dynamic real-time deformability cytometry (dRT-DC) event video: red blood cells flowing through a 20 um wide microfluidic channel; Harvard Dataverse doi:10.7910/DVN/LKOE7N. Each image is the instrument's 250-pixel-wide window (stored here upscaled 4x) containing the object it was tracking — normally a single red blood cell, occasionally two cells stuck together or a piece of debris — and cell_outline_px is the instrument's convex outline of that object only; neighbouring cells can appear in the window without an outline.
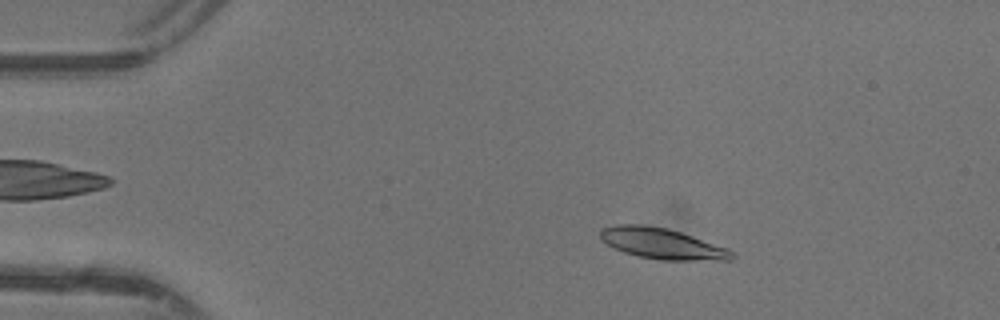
{"species": "common noctule bat (a hibernating species)", "species_latin": "Nyctalus noctula", "temperature_condition": "warm", "stored_images_in_passage": 47, "camera_frame_rate_fps": 3000, "um_per_image_px": 0.085, "animal": {"sex": "female"}, "frame": {"image": 1, "passage_image": 8, "time_ms": 2.333, "image_size_px": [1000, 320], "cell_outline_px": [[736, 256], [732, 260], [660, 260], [636, 256], [624, 252], [600, 240], [600, 228], [616, 224], [640, 224], [668, 228], [728, 248]], "centroid_in_image_um": [56.26, 20.7], "position_along_channel_um": 28.7, "area_um2": 23.7}}
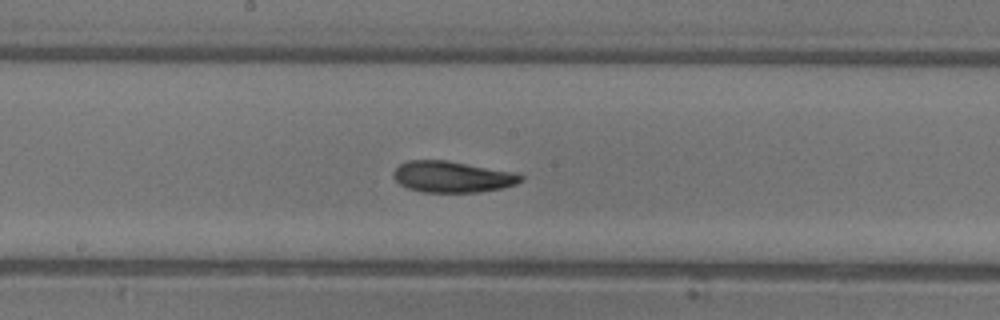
{"frame": {"image": 2, "passage_image": 25, "time_ms": 8.0, "image_size_px": [1000, 320], "cell_outline_px": [[524, 180], [516, 184], [504, 188], [480, 192], [424, 192], [408, 188], [400, 184], [392, 176], [392, 172], [400, 164], [408, 160], [448, 160], [516, 172], [524, 176]], "centroid_in_image_um": [38.48, 15.02], "position_along_channel_um": 209.7, "area_um2": 23.47}}
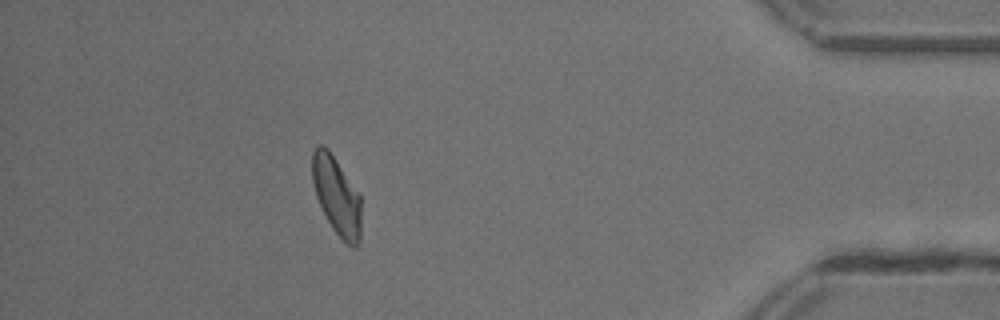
{"frame": {"image": 3, "passage_image": 42, "time_ms": 13.667, "image_size_px": [1000, 320], "cell_outline_px": [[360, 244], [356, 248], [352, 248], [332, 228], [316, 196], [312, 180], [312, 152], [320, 144], [324, 144], [328, 148], [360, 196]], "centroid_in_image_um": [28.61, 16.64], "position_along_channel_um": 406.6, "area_um2": 21.91}, "authors_computed_cell_mechanics": {"area_um2": 22.8888, "velocity_mm_per_s": 4.3652, "shape_relaxation_time_tau1_ms": 8.5296, "shape_relaxation_time_tau2_ms": 3.9411, "deformation_change_tau1": 0.2464, "deformation_change_tau2": 0.1044}}